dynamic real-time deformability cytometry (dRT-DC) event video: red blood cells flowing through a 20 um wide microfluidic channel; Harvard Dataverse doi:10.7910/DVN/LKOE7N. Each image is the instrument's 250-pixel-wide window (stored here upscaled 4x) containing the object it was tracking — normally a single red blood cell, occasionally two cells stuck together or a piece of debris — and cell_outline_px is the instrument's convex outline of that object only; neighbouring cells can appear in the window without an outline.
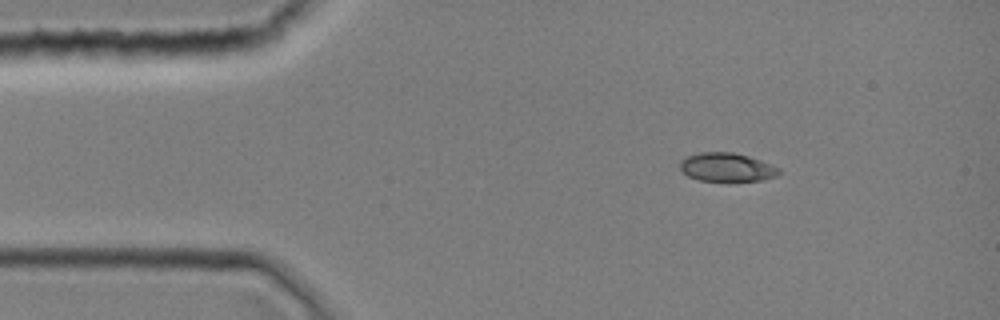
{"species": "common noctule bat (a hibernating species)", "species_latin": "Nyctalus noctula", "temperature_condition": "room temperature", "stored_images_in_passage": 1, "camera_frame_rate_fps": 3000, "um_per_image_px": 0.085, "animal": {"sex": "female", "body_mass_g": 19.0, "forearm_length_mm": 51.5}, "frame": {"image": 1, "passage_image": 1, "time_ms": 0.0, "image_size_px": [1000, 320], "cell_outline_px": [[780, 172], [776, 176], [764, 180], [728, 184], [700, 180], [688, 176], [680, 168], [680, 160], [688, 156], [700, 152], [732, 152], [748, 156], [772, 164], [780, 168]], "centroid_in_image_um": [61.81, 14.26], "position_along_channel_um": 23.2, "area_um2": 17.22}}